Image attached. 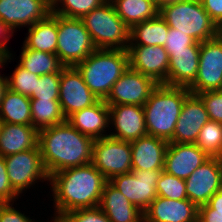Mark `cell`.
Segmentation results:
<instances>
[{
  "label": "cell",
  "mask_w": 222,
  "mask_h": 222,
  "mask_svg": "<svg viewBox=\"0 0 222 222\" xmlns=\"http://www.w3.org/2000/svg\"><path fill=\"white\" fill-rule=\"evenodd\" d=\"M158 83L151 77L130 67L113 84L112 90L105 102L111 105L143 106Z\"/></svg>",
  "instance_id": "cell-12"
},
{
  "label": "cell",
  "mask_w": 222,
  "mask_h": 222,
  "mask_svg": "<svg viewBox=\"0 0 222 222\" xmlns=\"http://www.w3.org/2000/svg\"><path fill=\"white\" fill-rule=\"evenodd\" d=\"M169 26L158 14L155 18L135 24L130 28L128 46H163Z\"/></svg>",
  "instance_id": "cell-27"
},
{
  "label": "cell",
  "mask_w": 222,
  "mask_h": 222,
  "mask_svg": "<svg viewBox=\"0 0 222 222\" xmlns=\"http://www.w3.org/2000/svg\"><path fill=\"white\" fill-rule=\"evenodd\" d=\"M0 121L32 125L30 98L8 88L0 103Z\"/></svg>",
  "instance_id": "cell-28"
},
{
  "label": "cell",
  "mask_w": 222,
  "mask_h": 222,
  "mask_svg": "<svg viewBox=\"0 0 222 222\" xmlns=\"http://www.w3.org/2000/svg\"><path fill=\"white\" fill-rule=\"evenodd\" d=\"M161 172L162 170H132L114 176L108 182L144 212L157 197L156 185Z\"/></svg>",
  "instance_id": "cell-10"
},
{
  "label": "cell",
  "mask_w": 222,
  "mask_h": 222,
  "mask_svg": "<svg viewBox=\"0 0 222 222\" xmlns=\"http://www.w3.org/2000/svg\"><path fill=\"white\" fill-rule=\"evenodd\" d=\"M164 48L169 56L173 52L200 51V43L187 34L169 27Z\"/></svg>",
  "instance_id": "cell-37"
},
{
  "label": "cell",
  "mask_w": 222,
  "mask_h": 222,
  "mask_svg": "<svg viewBox=\"0 0 222 222\" xmlns=\"http://www.w3.org/2000/svg\"><path fill=\"white\" fill-rule=\"evenodd\" d=\"M39 78L40 76L30 73L18 64L13 74L7 77L8 88L29 97L35 91Z\"/></svg>",
  "instance_id": "cell-35"
},
{
  "label": "cell",
  "mask_w": 222,
  "mask_h": 222,
  "mask_svg": "<svg viewBox=\"0 0 222 222\" xmlns=\"http://www.w3.org/2000/svg\"><path fill=\"white\" fill-rule=\"evenodd\" d=\"M19 194L12 188L6 171V162L0 155V202L11 203L18 199Z\"/></svg>",
  "instance_id": "cell-40"
},
{
  "label": "cell",
  "mask_w": 222,
  "mask_h": 222,
  "mask_svg": "<svg viewBox=\"0 0 222 222\" xmlns=\"http://www.w3.org/2000/svg\"><path fill=\"white\" fill-rule=\"evenodd\" d=\"M152 1L155 5H157L159 8L162 6V5H165V0H150Z\"/></svg>",
  "instance_id": "cell-49"
},
{
  "label": "cell",
  "mask_w": 222,
  "mask_h": 222,
  "mask_svg": "<svg viewBox=\"0 0 222 222\" xmlns=\"http://www.w3.org/2000/svg\"><path fill=\"white\" fill-rule=\"evenodd\" d=\"M212 209L222 211V189L216 192L207 203Z\"/></svg>",
  "instance_id": "cell-45"
},
{
  "label": "cell",
  "mask_w": 222,
  "mask_h": 222,
  "mask_svg": "<svg viewBox=\"0 0 222 222\" xmlns=\"http://www.w3.org/2000/svg\"><path fill=\"white\" fill-rule=\"evenodd\" d=\"M75 129L93 140L109 136L105 133L110 127L109 106L99 100L90 107L74 112L66 119Z\"/></svg>",
  "instance_id": "cell-21"
},
{
  "label": "cell",
  "mask_w": 222,
  "mask_h": 222,
  "mask_svg": "<svg viewBox=\"0 0 222 222\" xmlns=\"http://www.w3.org/2000/svg\"><path fill=\"white\" fill-rule=\"evenodd\" d=\"M209 157L222 158V124L209 120L195 143Z\"/></svg>",
  "instance_id": "cell-32"
},
{
  "label": "cell",
  "mask_w": 222,
  "mask_h": 222,
  "mask_svg": "<svg viewBox=\"0 0 222 222\" xmlns=\"http://www.w3.org/2000/svg\"><path fill=\"white\" fill-rule=\"evenodd\" d=\"M109 123L115 127L110 137L134 141L147 134L145 126V113L140 105H111L109 106Z\"/></svg>",
  "instance_id": "cell-17"
},
{
  "label": "cell",
  "mask_w": 222,
  "mask_h": 222,
  "mask_svg": "<svg viewBox=\"0 0 222 222\" xmlns=\"http://www.w3.org/2000/svg\"><path fill=\"white\" fill-rule=\"evenodd\" d=\"M105 1L106 0H53L51 2L52 13L68 18L82 19L87 13H90ZM59 4L61 6H59Z\"/></svg>",
  "instance_id": "cell-33"
},
{
  "label": "cell",
  "mask_w": 222,
  "mask_h": 222,
  "mask_svg": "<svg viewBox=\"0 0 222 222\" xmlns=\"http://www.w3.org/2000/svg\"><path fill=\"white\" fill-rule=\"evenodd\" d=\"M200 51L173 52L169 55L168 86L189 87L196 79Z\"/></svg>",
  "instance_id": "cell-25"
},
{
  "label": "cell",
  "mask_w": 222,
  "mask_h": 222,
  "mask_svg": "<svg viewBox=\"0 0 222 222\" xmlns=\"http://www.w3.org/2000/svg\"><path fill=\"white\" fill-rule=\"evenodd\" d=\"M38 145V131L32 125L1 123L0 155L3 157L33 149Z\"/></svg>",
  "instance_id": "cell-24"
},
{
  "label": "cell",
  "mask_w": 222,
  "mask_h": 222,
  "mask_svg": "<svg viewBox=\"0 0 222 222\" xmlns=\"http://www.w3.org/2000/svg\"><path fill=\"white\" fill-rule=\"evenodd\" d=\"M198 222H222V211L212 209L208 204L198 207Z\"/></svg>",
  "instance_id": "cell-43"
},
{
  "label": "cell",
  "mask_w": 222,
  "mask_h": 222,
  "mask_svg": "<svg viewBox=\"0 0 222 222\" xmlns=\"http://www.w3.org/2000/svg\"><path fill=\"white\" fill-rule=\"evenodd\" d=\"M61 73L40 76L30 99H59Z\"/></svg>",
  "instance_id": "cell-36"
},
{
  "label": "cell",
  "mask_w": 222,
  "mask_h": 222,
  "mask_svg": "<svg viewBox=\"0 0 222 222\" xmlns=\"http://www.w3.org/2000/svg\"><path fill=\"white\" fill-rule=\"evenodd\" d=\"M208 158L195 143L168 142L163 171L185 180Z\"/></svg>",
  "instance_id": "cell-19"
},
{
  "label": "cell",
  "mask_w": 222,
  "mask_h": 222,
  "mask_svg": "<svg viewBox=\"0 0 222 222\" xmlns=\"http://www.w3.org/2000/svg\"><path fill=\"white\" fill-rule=\"evenodd\" d=\"M82 21L97 49L127 50L130 28L116 14L110 0L87 13Z\"/></svg>",
  "instance_id": "cell-6"
},
{
  "label": "cell",
  "mask_w": 222,
  "mask_h": 222,
  "mask_svg": "<svg viewBox=\"0 0 222 222\" xmlns=\"http://www.w3.org/2000/svg\"><path fill=\"white\" fill-rule=\"evenodd\" d=\"M116 14L131 28L135 24L153 19L159 7L150 0H110Z\"/></svg>",
  "instance_id": "cell-29"
},
{
  "label": "cell",
  "mask_w": 222,
  "mask_h": 222,
  "mask_svg": "<svg viewBox=\"0 0 222 222\" xmlns=\"http://www.w3.org/2000/svg\"><path fill=\"white\" fill-rule=\"evenodd\" d=\"M129 67L163 84L168 77L169 56L163 46H128Z\"/></svg>",
  "instance_id": "cell-16"
},
{
  "label": "cell",
  "mask_w": 222,
  "mask_h": 222,
  "mask_svg": "<svg viewBox=\"0 0 222 222\" xmlns=\"http://www.w3.org/2000/svg\"><path fill=\"white\" fill-rule=\"evenodd\" d=\"M187 198L197 207L222 189V158L209 157L185 179Z\"/></svg>",
  "instance_id": "cell-14"
},
{
  "label": "cell",
  "mask_w": 222,
  "mask_h": 222,
  "mask_svg": "<svg viewBox=\"0 0 222 222\" xmlns=\"http://www.w3.org/2000/svg\"><path fill=\"white\" fill-rule=\"evenodd\" d=\"M56 222H110L105 213L99 208H86L63 214Z\"/></svg>",
  "instance_id": "cell-38"
},
{
  "label": "cell",
  "mask_w": 222,
  "mask_h": 222,
  "mask_svg": "<svg viewBox=\"0 0 222 222\" xmlns=\"http://www.w3.org/2000/svg\"><path fill=\"white\" fill-rule=\"evenodd\" d=\"M52 13L49 0H0V20L13 32L20 26L28 28Z\"/></svg>",
  "instance_id": "cell-15"
},
{
  "label": "cell",
  "mask_w": 222,
  "mask_h": 222,
  "mask_svg": "<svg viewBox=\"0 0 222 222\" xmlns=\"http://www.w3.org/2000/svg\"><path fill=\"white\" fill-rule=\"evenodd\" d=\"M6 171L12 188L18 193L30 188L37 180L49 181L39 145L33 149L4 157Z\"/></svg>",
  "instance_id": "cell-9"
},
{
  "label": "cell",
  "mask_w": 222,
  "mask_h": 222,
  "mask_svg": "<svg viewBox=\"0 0 222 222\" xmlns=\"http://www.w3.org/2000/svg\"><path fill=\"white\" fill-rule=\"evenodd\" d=\"M91 163L108 181L114 176L132 172L131 142L110 136L94 140Z\"/></svg>",
  "instance_id": "cell-8"
},
{
  "label": "cell",
  "mask_w": 222,
  "mask_h": 222,
  "mask_svg": "<svg viewBox=\"0 0 222 222\" xmlns=\"http://www.w3.org/2000/svg\"><path fill=\"white\" fill-rule=\"evenodd\" d=\"M217 36L222 39V21L217 25Z\"/></svg>",
  "instance_id": "cell-48"
},
{
  "label": "cell",
  "mask_w": 222,
  "mask_h": 222,
  "mask_svg": "<svg viewBox=\"0 0 222 222\" xmlns=\"http://www.w3.org/2000/svg\"><path fill=\"white\" fill-rule=\"evenodd\" d=\"M85 84L99 99L106 100L113 84L129 68V55L122 49H96L76 65Z\"/></svg>",
  "instance_id": "cell-4"
},
{
  "label": "cell",
  "mask_w": 222,
  "mask_h": 222,
  "mask_svg": "<svg viewBox=\"0 0 222 222\" xmlns=\"http://www.w3.org/2000/svg\"><path fill=\"white\" fill-rule=\"evenodd\" d=\"M191 94L222 90V39L218 36L200 43V58Z\"/></svg>",
  "instance_id": "cell-11"
},
{
  "label": "cell",
  "mask_w": 222,
  "mask_h": 222,
  "mask_svg": "<svg viewBox=\"0 0 222 222\" xmlns=\"http://www.w3.org/2000/svg\"><path fill=\"white\" fill-rule=\"evenodd\" d=\"M197 96L202 100L209 119L222 124V90L206 91Z\"/></svg>",
  "instance_id": "cell-39"
},
{
  "label": "cell",
  "mask_w": 222,
  "mask_h": 222,
  "mask_svg": "<svg viewBox=\"0 0 222 222\" xmlns=\"http://www.w3.org/2000/svg\"><path fill=\"white\" fill-rule=\"evenodd\" d=\"M143 214L144 222H198V207L189 199L157 196Z\"/></svg>",
  "instance_id": "cell-20"
},
{
  "label": "cell",
  "mask_w": 222,
  "mask_h": 222,
  "mask_svg": "<svg viewBox=\"0 0 222 222\" xmlns=\"http://www.w3.org/2000/svg\"><path fill=\"white\" fill-rule=\"evenodd\" d=\"M49 181L56 211L54 222L70 211L98 207L108 182L92 163L54 173Z\"/></svg>",
  "instance_id": "cell-1"
},
{
  "label": "cell",
  "mask_w": 222,
  "mask_h": 222,
  "mask_svg": "<svg viewBox=\"0 0 222 222\" xmlns=\"http://www.w3.org/2000/svg\"><path fill=\"white\" fill-rule=\"evenodd\" d=\"M13 203H2L0 205V222H35L22 214L19 210H16Z\"/></svg>",
  "instance_id": "cell-41"
},
{
  "label": "cell",
  "mask_w": 222,
  "mask_h": 222,
  "mask_svg": "<svg viewBox=\"0 0 222 222\" xmlns=\"http://www.w3.org/2000/svg\"><path fill=\"white\" fill-rule=\"evenodd\" d=\"M99 99L85 84L76 66H64L61 70L59 102L62 113L67 119L74 112L90 107Z\"/></svg>",
  "instance_id": "cell-13"
},
{
  "label": "cell",
  "mask_w": 222,
  "mask_h": 222,
  "mask_svg": "<svg viewBox=\"0 0 222 222\" xmlns=\"http://www.w3.org/2000/svg\"><path fill=\"white\" fill-rule=\"evenodd\" d=\"M182 1H185V0H165V5L175 4V3L182 2Z\"/></svg>",
  "instance_id": "cell-50"
},
{
  "label": "cell",
  "mask_w": 222,
  "mask_h": 222,
  "mask_svg": "<svg viewBox=\"0 0 222 222\" xmlns=\"http://www.w3.org/2000/svg\"><path fill=\"white\" fill-rule=\"evenodd\" d=\"M190 94L187 87L158 84L143 105L147 134L171 142L183 103Z\"/></svg>",
  "instance_id": "cell-3"
},
{
  "label": "cell",
  "mask_w": 222,
  "mask_h": 222,
  "mask_svg": "<svg viewBox=\"0 0 222 222\" xmlns=\"http://www.w3.org/2000/svg\"><path fill=\"white\" fill-rule=\"evenodd\" d=\"M57 27L56 55L64 66H76L97 49L82 19L57 15Z\"/></svg>",
  "instance_id": "cell-7"
},
{
  "label": "cell",
  "mask_w": 222,
  "mask_h": 222,
  "mask_svg": "<svg viewBox=\"0 0 222 222\" xmlns=\"http://www.w3.org/2000/svg\"><path fill=\"white\" fill-rule=\"evenodd\" d=\"M7 89H8L7 76L2 77L0 75V103Z\"/></svg>",
  "instance_id": "cell-46"
},
{
  "label": "cell",
  "mask_w": 222,
  "mask_h": 222,
  "mask_svg": "<svg viewBox=\"0 0 222 222\" xmlns=\"http://www.w3.org/2000/svg\"><path fill=\"white\" fill-rule=\"evenodd\" d=\"M12 53L6 55L3 51L0 50V68L4 66L8 61L7 60H12ZM5 63V64H4Z\"/></svg>",
  "instance_id": "cell-47"
},
{
  "label": "cell",
  "mask_w": 222,
  "mask_h": 222,
  "mask_svg": "<svg viewBox=\"0 0 222 222\" xmlns=\"http://www.w3.org/2000/svg\"><path fill=\"white\" fill-rule=\"evenodd\" d=\"M211 20L216 24L222 21V0H200Z\"/></svg>",
  "instance_id": "cell-42"
},
{
  "label": "cell",
  "mask_w": 222,
  "mask_h": 222,
  "mask_svg": "<svg viewBox=\"0 0 222 222\" xmlns=\"http://www.w3.org/2000/svg\"><path fill=\"white\" fill-rule=\"evenodd\" d=\"M93 142L91 137L80 133L67 120L38 131V145L49 176L91 163Z\"/></svg>",
  "instance_id": "cell-2"
},
{
  "label": "cell",
  "mask_w": 222,
  "mask_h": 222,
  "mask_svg": "<svg viewBox=\"0 0 222 222\" xmlns=\"http://www.w3.org/2000/svg\"><path fill=\"white\" fill-rule=\"evenodd\" d=\"M209 120L202 100L190 94L183 103L171 142L196 143L201 128Z\"/></svg>",
  "instance_id": "cell-18"
},
{
  "label": "cell",
  "mask_w": 222,
  "mask_h": 222,
  "mask_svg": "<svg viewBox=\"0 0 222 222\" xmlns=\"http://www.w3.org/2000/svg\"><path fill=\"white\" fill-rule=\"evenodd\" d=\"M23 43L27 49L56 54L58 42L57 15L51 13L46 19L36 22L28 29Z\"/></svg>",
  "instance_id": "cell-26"
},
{
  "label": "cell",
  "mask_w": 222,
  "mask_h": 222,
  "mask_svg": "<svg viewBox=\"0 0 222 222\" xmlns=\"http://www.w3.org/2000/svg\"><path fill=\"white\" fill-rule=\"evenodd\" d=\"M13 33L14 32H12L9 27L3 21L0 20V50L3 51L6 55L11 53L7 49L8 47L6 43L8 42L9 38L12 36Z\"/></svg>",
  "instance_id": "cell-44"
},
{
  "label": "cell",
  "mask_w": 222,
  "mask_h": 222,
  "mask_svg": "<svg viewBox=\"0 0 222 222\" xmlns=\"http://www.w3.org/2000/svg\"><path fill=\"white\" fill-rule=\"evenodd\" d=\"M19 65L38 76L61 73L64 65L56 54H51L22 47Z\"/></svg>",
  "instance_id": "cell-30"
},
{
  "label": "cell",
  "mask_w": 222,
  "mask_h": 222,
  "mask_svg": "<svg viewBox=\"0 0 222 222\" xmlns=\"http://www.w3.org/2000/svg\"><path fill=\"white\" fill-rule=\"evenodd\" d=\"M159 15L170 28L187 34L198 43L217 36V25L211 20L200 0L162 5Z\"/></svg>",
  "instance_id": "cell-5"
},
{
  "label": "cell",
  "mask_w": 222,
  "mask_h": 222,
  "mask_svg": "<svg viewBox=\"0 0 222 222\" xmlns=\"http://www.w3.org/2000/svg\"><path fill=\"white\" fill-rule=\"evenodd\" d=\"M168 142L146 135L131 141L132 170H163Z\"/></svg>",
  "instance_id": "cell-22"
},
{
  "label": "cell",
  "mask_w": 222,
  "mask_h": 222,
  "mask_svg": "<svg viewBox=\"0 0 222 222\" xmlns=\"http://www.w3.org/2000/svg\"><path fill=\"white\" fill-rule=\"evenodd\" d=\"M110 222H144V214L109 182L104 186L98 206Z\"/></svg>",
  "instance_id": "cell-23"
},
{
  "label": "cell",
  "mask_w": 222,
  "mask_h": 222,
  "mask_svg": "<svg viewBox=\"0 0 222 222\" xmlns=\"http://www.w3.org/2000/svg\"><path fill=\"white\" fill-rule=\"evenodd\" d=\"M184 179L178 178L162 170L156 185L157 196L168 199H188Z\"/></svg>",
  "instance_id": "cell-34"
},
{
  "label": "cell",
  "mask_w": 222,
  "mask_h": 222,
  "mask_svg": "<svg viewBox=\"0 0 222 222\" xmlns=\"http://www.w3.org/2000/svg\"><path fill=\"white\" fill-rule=\"evenodd\" d=\"M32 126L42 130L66 121L59 99H30Z\"/></svg>",
  "instance_id": "cell-31"
}]
</instances>
